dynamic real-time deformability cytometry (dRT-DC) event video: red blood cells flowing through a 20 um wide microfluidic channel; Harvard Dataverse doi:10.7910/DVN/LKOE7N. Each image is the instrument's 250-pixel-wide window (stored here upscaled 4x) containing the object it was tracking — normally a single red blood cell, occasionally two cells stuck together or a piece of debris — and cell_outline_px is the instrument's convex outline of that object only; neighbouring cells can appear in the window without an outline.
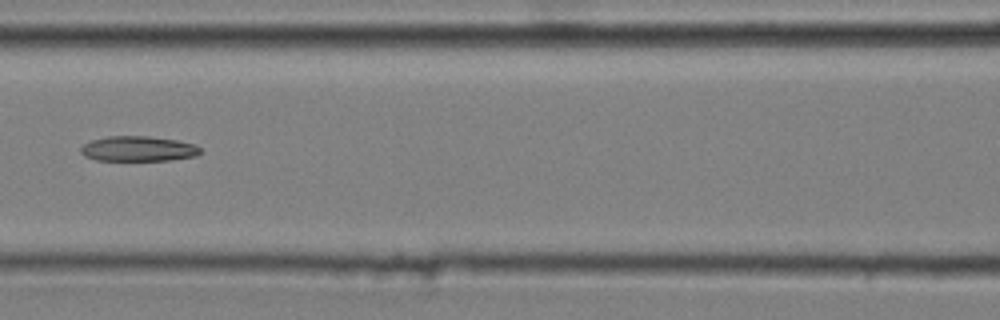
{"species": "common noctule bat (a hibernating species)", "species_latin": "Nyctalus noctula", "temperature_condition": "cold", "stored_images_in_passage": 12, "camera_frame_rate_fps": 3000, "um_per_image_px": 0.085, "animal": {"sex": "male", "body_mass_g": 20.4}, "frame": {"image": 1, "passage_image": 6, "time_ms": 1.667, "image_size_px": [1000, 320], "cell_outline_px": [[200, 152], [196, 156], [172, 160], [96, 160], [84, 156], [80, 152], [80, 148], [84, 144], [92, 140], [108, 136], [148, 136], [176, 140], [196, 144], [200, 148]], "centroid_in_image_um": [11.75, 12.64], "position_along_channel_um": 154.9, "area_um2": 17.51}}
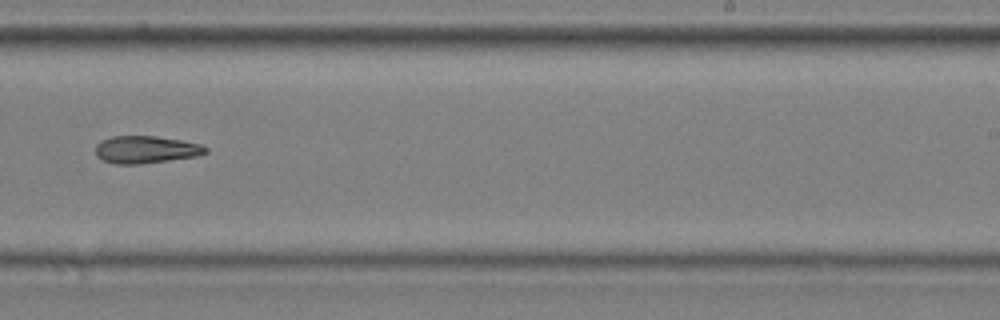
{"frame": {"image": 2, "passage_image": 9, "time_ms": 2.667, "image_size_px": [1000, 320], "cell_outline_px": [[208, 152], [196, 156], [168, 160], [136, 164], [116, 164], [104, 160], [96, 156], [96, 144], [100, 140], [112, 136], [156, 136], [180, 140], [200, 144], [208, 148]], "centroid_in_image_um": [12.37, 12.7], "position_along_channel_um": 276.6, "area_um2": 17.46}}
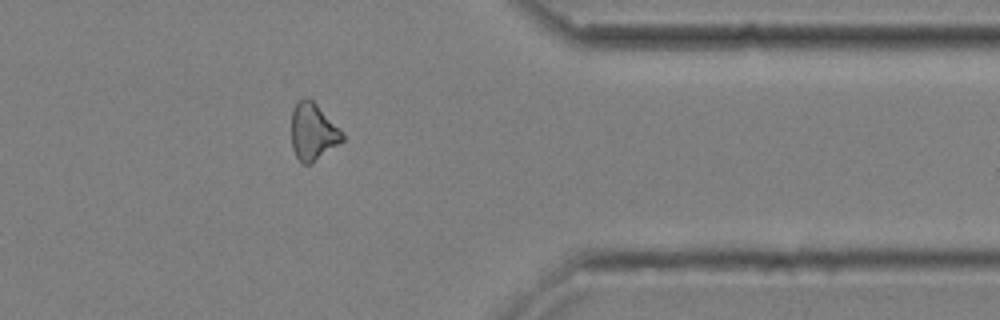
{"frame": {"image": 3, "passage_image": 12, "time_ms": 3.667, "image_size_px": [1000, 320], "cell_outline_px": [[344, 140], [308, 164], [300, 164], [292, 148], [292, 108], [296, 100], [304, 96], [308, 96], [344, 132]], "centroid_in_image_um": [26.58, 11.15], "position_along_channel_um": 384.8, "area_um2": 16.94}}